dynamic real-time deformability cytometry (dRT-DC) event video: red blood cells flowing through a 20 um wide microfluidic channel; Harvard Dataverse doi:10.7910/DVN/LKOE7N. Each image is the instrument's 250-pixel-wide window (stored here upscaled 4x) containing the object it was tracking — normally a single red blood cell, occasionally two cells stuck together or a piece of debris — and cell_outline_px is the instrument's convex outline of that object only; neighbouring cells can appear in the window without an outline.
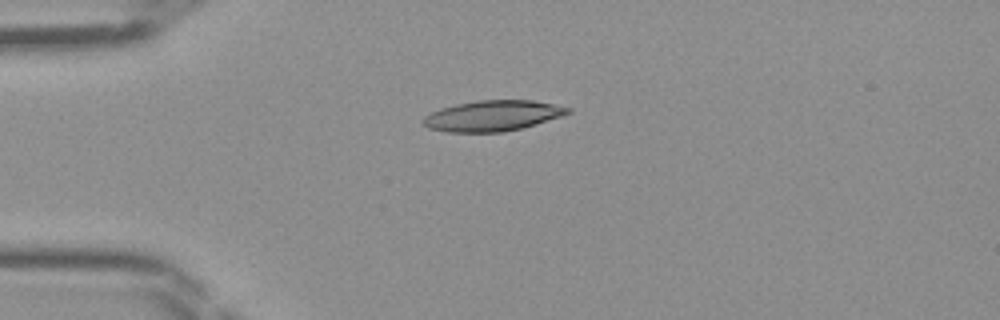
{"species": "Egyptian fruit bat (a non-hibernating species)", "species_latin": "Rousettus aegyptiacus", "temperature_condition": "room temperature", "stored_images_in_passage": 32, "camera_frame_rate_fps": 3000, "um_per_image_px": 0.085, "frame": {"image": 1, "passage_image": 1, "time_ms": 0.0, "image_size_px": [1000, 320], "cell_outline_px": [[572, 112], [536, 124], [504, 132], [448, 132], [428, 128], [420, 120], [424, 116], [440, 108], [456, 104], [476, 100], [532, 100], [572, 108]], "centroid_in_image_um": [41.84, 9.84], "position_along_channel_um": 43.2, "area_um2": 25.78}}
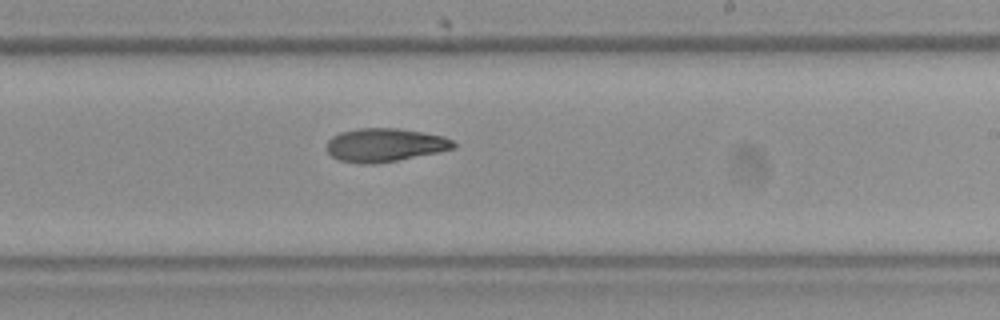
{"frame": {"image": 2, "passage_image": 17, "time_ms": 5.333, "image_size_px": [1000, 320], "cell_outline_px": [[456, 148], [396, 160], [372, 164], [364, 164], [340, 160], [332, 156], [328, 152], [328, 140], [332, 136], [340, 132], [360, 128], [400, 128], [424, 132], [444, 136], [452, 140], [456, 144]], "centroid_in_image_um": [32.72, 12.31], "position_along_channel_um": 256.3, "area_um2": 24.51}}
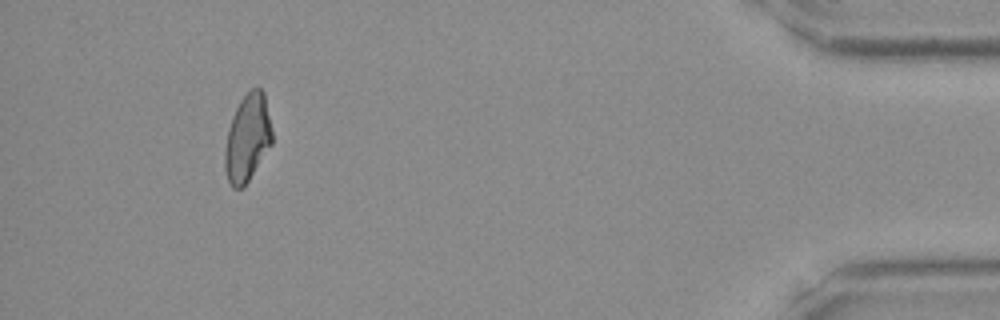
{"frame": {"image": 3, "passage_image": 32, "time_ms": 10.333, "image_size_px": [1000, 320], "cell_outline_px": [[272, 144], [244, 188], [232, 188], [228, 180], [224, 168], [224, 152], [228, 128], [232, 116], [240, 100], [252, 88], [260, 88], [264, 92], [272, 132]], "centroid_in_image_um": [21.02, 11.76], "position_along_channel_um": 414.2, "area_um2": 24.1}}